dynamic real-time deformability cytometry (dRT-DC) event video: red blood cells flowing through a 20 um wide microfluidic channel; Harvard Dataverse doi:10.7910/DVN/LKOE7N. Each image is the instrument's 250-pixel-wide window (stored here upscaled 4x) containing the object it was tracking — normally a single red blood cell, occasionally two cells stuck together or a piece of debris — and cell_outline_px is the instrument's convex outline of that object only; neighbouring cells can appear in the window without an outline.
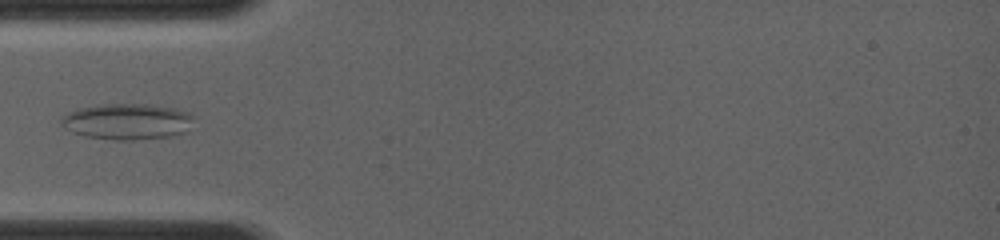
{"species": "common noctule bat (a hibernating species)", "species_latin": "Nyctalus noctula", "temperature_condition": "room temperature", "stored_images_in_passage": 33, "camera_frame_rate_fps": 4000, "um_per_image_px": 0.085, "animal": {"sex": "female", "body_mass_g": 19.0, "forearm_length_mm": 56.7}, "frame": {"image": 1, "passage_image": 9, "time_ms": 3.75, "image_size_px": [1000, 240], "cell_outline_px": [[196, 116], [188, 132], [168, 136], [132, 140], [116, 140], [84, 136], [72, 132], [64, 128], [60, 124], [60, 116], [76, 108], [104, 104], [148, 104], [176, 108], [188, 112]], "centroid_in_image_um": [10.81, 10.32], "position_along_channel_um": 74.2, "area_um2": 28.26}}
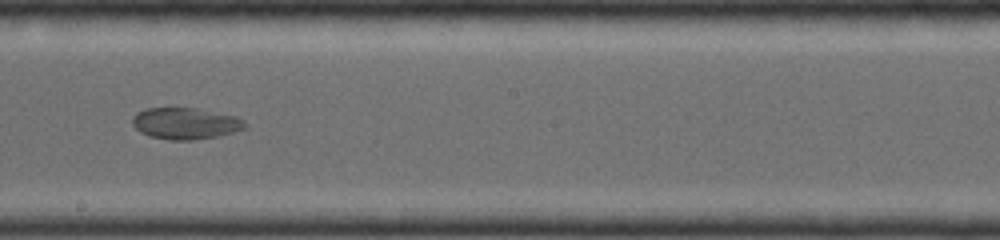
{"frame": {"image": 2, "passage_image": 18, "time_ms": 7.25, "image_size_px": [1000, 240], "cell_outline_px": [[248, 124], [244, 128], [220, 136], [192, 140], [172, 140], [148, 136], [140, 132], [132, 124], [132, 116], [136, 112], [144, 108], [196, 108], [236, 116], [244, 120]], "centroid_in_image_um": [15.74, 10.49], "position_along_channel_um": 232.5, "area_um2": 20.81}}
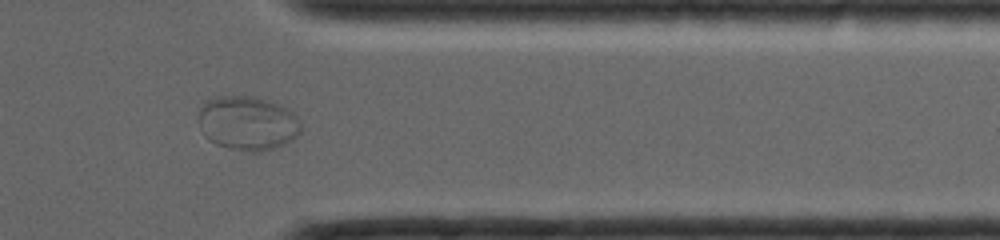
{"frame": {"image": 3, "passage_image": 27, "time_ms": 10.75, "image_size_px": [1000, 240], "cell_outline_px": [[300, 132], [292, 140], [284, 144], [260, 152], [252, 152], [228, 148], [216, 144], [208, 140], [204, 136], [200, 128], [200, 108], [204, 100], [216, 96], [252, 96], [280, 104], [300, 116]], "centroid_in_image_um": [21.05, 10.46], "position_along_channel_um": 390.4, "area_um2": 32.6}}